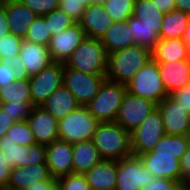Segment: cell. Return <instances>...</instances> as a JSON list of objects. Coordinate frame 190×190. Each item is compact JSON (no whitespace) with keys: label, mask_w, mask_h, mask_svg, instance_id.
Returning a JSON list of instances; mask_svg holds the SVG:
<instances>
[{"label":"cell","mask_w":190,"mask_h":190,"mask_svg":"<svg viewBox=\"0 0 190 190\" xmlns=\"http://www.w3.org/2000/svg\"><path fill=\"white\" fill-rule=\"evenodd\" d=\"M27 122L32 129L36 143L48 145L58 137V120L41 106H33Z\"/></svg>","instance_id":"cell-17"},{"label":"cell","mask_w":190,"mask_h":190,"mask_svg":"<svg viewBox=\"0 0 190 190\" xmlns=\"http://www.w3.org/2000/svg\"><path fill=\"white\" fill-rule=\"evenodd\" d=\"M176 102L181 104L183 108L188 112L190 115V83L187 84L182 89L175 91L173 94L170 95Z\"/></svg>","instance_id":"cell-43"},{"label":"cell","mask_w":190,"mask_h":190,"mask_svg":"<svg viewBox=\"0 0 190 190\" xmlns=\"http://www.w3.org/2000/svg\"><path fill=\"white\" fill-rule=\"evenodd\" d=\"M78 23L85 31L86 37L101 39L113 25L114 20L106 13L103 4L93 3L85 8Z\"/></svg>","instance_id":"cell-18"},{"label":"cell","mask_w":190,"mask_h":190,"mask_svg":"<svg viewBox=\"0 0 190 190\" xmlns=\"http://www.w3.org/2000/svg\"><path fill=\"white\" fill-rule=\"evenodd\" d=\"M48 22L49 32L51 36L63 32L65 29L71 27L76 22L69 15H67L63 10L55 9L43 16Z\"/></svg>","instance_id":"cell-35"},{"label":"cell","mask_w":190,"mask_h":190,"mask_svg":"<svg viewBox=\"0 0 190 190\" xmlns=\"http://www.w3.org/2000/svg\"><path fill=\"white\" fill-rule=\"evenodd\" d=\"M5 12L10 33L21 39L38 16L20 0H5Z\"/></svg>","instance_id":"cell-20"},{"label":"cell","mask_w":190,"mask_h":190,"mask_svg":"<svg viewBox=\"0 0 190 190\" xmlns=\"http://www.w3.org/2000/svg\"><path fill=\"white\" fill-rule=\"evenodd\" d=\"M23 39L9 33L0 38V58H8L10 61L20 53Z\"/></svg>","instance_id":"cell-38"},{"label":"cell","mask_w":190,"mask_h":190,"mask_svg":"<svg viewBox=\"0 0 190 190\" xmlns=\"http://www.w3.org/2000/svg\"><path fill=\"white\" fill-rule=\"evenodd\" d=\"M0 142H13L21 146H27L36 143L32 129L26 121H15V123L7 130L5 136Z\"/></svg>","instance_id":"cell-32"},{"label":"cell","mask_w":190,"mask_h":190,"mask_svg":"<svg viewBox=\"0 0 190 190\" xmlns=\"http://www.w3.org/2000/svg\"><path fill=\"white\" fill-rule=\"evenodd\" d=\"M64 64L86 74L106 75L108 53L100 39L86 37Z\"/></svg>","instance_id":"cell-4"},{"label":"cell","mask_w":190,"mask_h":190,"mask_svg":"<svg viewBox=\"0 0 190 190\" xmlns=\"http://www.w3.org/2000/svg\"><path fill=\"white\" fill-rule=\"evenodd\" d=\"M152 58L157 63L189 60L190 52L182 39H160L152 50Z\"/></svg>","instance_id":"cell-26"},{"label":"cell","mask_w":190,"mask_h":190,"mask_svg":"<svg viewBox=\"0 0 190 190\" xmlns=\"http://www.w3.org/2000/svg\"><path fill=\"white\" fill-rule=\"evenodd\" d=\"M134 2L135 0H106L103 5L114 22H122L132 16Z\"/></svg>","instance_id":"cell-33"},{"label":"cell","mask_w":190,"mask_h":190,"mask_svg":"<svg viewBox=\"0 0 190 190\" xmlns=\"http://www.w3.org/2000/svg\"><path fill=\"white\" fill-rule=\"evenodd\" d=\"M85 38V31L79 23L53 35L48 45L52 61L65 63Z\"/></svg>","instance_id":"cell-14"},{"label":"cell","mask_w":190,"mask_h":190,"mask_svg":"<svg viewBox=\"0 0 190 190\" xmlns=\"http://www.w3.org/2000/svg\"><path fill=\"white\" fill-rule=\"evenodd\" d=\"M156 108L157 104L153 101L126 91L115 122L131 133Z\"/></svg>","instance_id":"cell-12"},{"label":"cell","mask_w":190,"mask_h":190,"mask_svg":"<svg viewBox=\"0 0 190 190\" xmlns=\"http://www.w3.org/2000/svg\"><path fill=\"white\" fill-rule=\"evenodd\" d=\"M175 9L190 15V0H175Z\"/></svg>","instance_id":"cell-51"},{"label":"cell","mask_w":190,"mask_h":190,"mask_svg":"<svg viewBox=\"0 0 190 190\" xmlns=\"http://www.w3.org/2000/svg\"><path fill=\"white\" fill-rule=\"evenodd\" d=\"M126 91V85L105 79L86 107L99 122H115Z\"/></svg>","instance_id":"cell-5"},{"label":"cell","mask_w":190,"mask_h":190,"mask_svg":"<svg viewBox=\"0 0 190 190\" xmlns=\"http://www.w3.org/2000/svg\"><path fill=\"white\" fill-rule=\"evenodd\" d=\"M162 119L165 134L188 135L190 132V115L181 104L167 96L157 105Z\"/></svg>","instance_id":"cell-15"},{"label":"cell","mask_w":190,"mask_h":190,"mask_svg":"<svg viewBox=\"0 0 190 190\" xmlns=\"http://www.w3.org/2000/svg\"><path fill=\"white\" fill-rule=\"evenodd\" d=\"M100 40L108 55L135 45L128 20L114 22Z\"/></svg>","instance_id":"cell-25"},{"label":"cell","mask_w":190,"mask_h":190,"mask_svg":"<svg viewBox=\"0 0 190 190\" xmlns=\"http://www.w3.org/2000/svg\"><path fill=\"white\" fill-rule=\"evenodd\" d=\"M79 106L75 96L64 85L53 92L44 104L41 105V107L48 111L58 121Z\"/></svg>","instance_id":"cell-24"},{"label":"cell","mask_w":190,"mask_h":190,"mask_svg":"<svg viewBox=\"0 0 190 190\" xmlns=\"http://www.w3.org/2000/svg\"><path fill=\"white\" fill-rule=\"evenodd\" d=\"M10 33L8 26L6 12H5V0L0 1V38Z\"/></svg>","instance_id":"cell-48"},{"label":"cell","mask_w":190,"mask_h":190,"mask_svg":"<svg viewBox=\"0 0 190 190\" xmlns=\"http://www.w3.org/2000/svg\"><path fill=\"white\" fill-rule=\"evenodd\" d=\"M73 173L85 174L98 164L102 158L93 141L86 140L73 143Z\"/></svg>","instance_id":"cell-27"},{"label":"cell","mask_w":190,"mask_h":190,"mask_svg":"<svg viewBox=\"0 0 190 190\" xmlns=\"http://www.w3.org/2000/svg\"><path fill=\"white\" fill-rule=\"evenodd\" d=\"M11 61L8 58H1L0 61V89L8 86L13 81H16L14 77V70L10 66Z\"/></svg>","instance_id":"cell-42"},{"label":"cell","mask_w":190,"mask_h":190,"mask_svg":"<svg viewBox=\"0 0 190 190\" xmlns=\"http://www.w3.org/2000/svg\"><path fill=\"white\" fill-rule=\"evenodd\" d=\"M12 167L8 165L4 154L0 151V189L7 188Z\"/></svg>","instance_id":"cell-44"},{"label":"cell","mask_w":190,"mask_h":190,"mask_svg":"<svg viewBox=\"0 0 190 190\" xmlns=\"http://www.w3.org/2000/svg\"><path fill=\"white\" fill-rule=\"evenodd\" d=\"M141 190H188V184L186 182L158 177Z\"/></svg>","instance_id":"cell-40"},{"label":"cell","mask_w":190,"mask_h":190,"mask_svg":"<svg viewBox=\"0 0 190 190\" xmlns=\"http://www.w3.org/2000/svg\"><path fill=\"white\" fill-rule=\"evenodd\" d=\"M126 88L130 94L149 99L157 105L168 96L161 79L159 65L153 58L135 74Z\"/></svg>","instance_id":"cell-6"},{"label":"cell","mask_w":190,"mask_h":190,"mask_svg":"<svg viewBox=\"0 0 190 190\" xmlns=\"http://www.w3.org/2000/svg\"><path fill=\"white\" fill-rule=\"evenodd\" d=\"M25 190H57L56 180H48L45 182L34 183Z\"/></svg>","instance_id":"cell-49"},{"label":"cell","mask_w":190,"mask_h":190,"mask_svg":"<svg viewBox=\"0 0 190 190\" xmlns=\"http://www.w3.org/2000/svg\"><path fill=\"white\" fill-rule=\"evenodd\" d=\"M38 16H44L58 9L59 0H20Z\"/></svg>","instance_id":"cell-39"},{"label":"cell","mask_w":190,"mask_h":190,"mask_svg":"<svg viewBox=\"0 0 190 190\" xmlns=\"http://www.w3.org/2000/svg\"><path fill=\"white\" fill-rule=\"evenodd\" d=\"M155 5L165 14L175 9V0H153Z\"/></svg>","instance_id":"cell-50"},{"label":"cell","mask_w":190,"mask_h":190,"mask_svg":"<svg viewBox=\"0 0 190 190\" xmlns=\"http://www.w3.org/2000/svg\"><path fill=\"white\" fill-rule=\"evenodd\" d=\"M181 182L190 183V148L181 159Z\"/></svg>","instance_id":"cell-46"},{"label":"cell","mask_w":190,"mask_h":190,"mask_svg":"<svg viewBox=\"0 0 190 190\" xmlns=\"http://www.w3.org/2000/svg\"><path fill=\"white\" fill-rule=\"evenodd\" d=\"M155 177L146 169L138 156H130L117 161L115 190H141Z\"/></svg>","instance_id":"cell-10"},{"label":"cell","mask_w":190,"mask_h":190,"mask_svg":"<svg viewBox=\"0 0 190 190\" xmlns=\"http://www.w3.org/2000/svg\"><path fill=\"white\" fill-rule=\"evenodd\" d=\"M152 59V51L133 45L108 55L106 79L126 85Z\"/></svg>","instance_id":"cell-2"},{"label":"cell","mask_w":190,"mask_h":190,"mask_svg":"<svg viewBox=\"0 0 190 190\" xmlns=\"http://www.w3.org/2000/svg\"><path fill=\"white\" fill-rule=\"evenodd\" d=\"M189 18L188 13L176 9L165 13L159 34L160 39H181Z\"/></svg>","instance_id":"cell-28"},{"label":"cell","mask_w":190,"mask_h":190,"mask_svg":"<svg viewBox=\"0 0 190 190\" xmlns=\"http://www.w3.org/2000/svg\"><path fill=\"white\" fill-rule=\"evenodd\" d=\"M99 123L86 106H79L58 121V137L72 144L90 140Z\"/></svg>","instance_id":"cell-7"},{"label":"cell","mask_w":190,"mask_h":190,"mask_svg":"<svg viewBox=\"0 0 190 190\" xmlns=\"http://www.w3.org/2000/svg\"><path fill=\"white\" fill-rule=\"evenodd\" d=\"M132 16L138 17L147 27H161L164 13L153 0H135Z\"/></svg>","instance_id":"cell-30"},{"label":"cell","mask_w":190,"mask_h":190,"mask_svg":"<svg viewBox=\"0 0 190 190\" xmlns=\"http://www.w3.org/2000/svg\"><path fill=\"white\" fill-rule=\"evenodd\" d=\"M57 190H89L85 174L71 173L56 179Z\"/></svg>","instance_id":"cell-36"},{"label":"cell","mask_w":190,"mask_h":190,"mask_svg":"<svg viewBox=\"0 0 190 190\" xmlns=\"http://www.w3.org/2000/svg\"><path fill=\"white\" fill-rule=\"evenodd\" d=\"M188 148L187 135L165 134L152 151L141 154L139 158L155 178L181 181V159Z\"/></svg>","instance_id":"cell-1"},{"label":"cell","mask_w":190,"mask_h":190,"mask_svg":"<svg viewBox=\"0 0 190 190\" xmlns=\"http://www.w3.org/2000/svg\"><path fill=\"white\" fill-rule=\"evenodd\" d=\"M64 63L53 62L40 73L29 78L31 98L34 106H41L63 85Z\"/></svg>","instance_id":"cell-11"},{"label":"cell","mask_w":190,"mask_h":190,"mask_svg":"<svg viewBox=\"0 0 190 190\" xmlns=\"http://www.w3.org/2000/svg\"><path fill=\"white\" fill-rule=\"evenodd\" d=\"M48 180L56 179L51 176L47 164L14 167L12 168L6 189L25 190L34 183L36 184Z\"/></svg>","instance_id":"cell-19"},{"label":"cell","mask_w":190,"mask_h":190,"mask_svg":"<svg viewBox=\"0 0 190 190\" xmlns=\"http://www.w3.org/2000/svg\"><path fill=\"white\" fill-rule=\"evenodd\" d=\"M164 135L162 115L156 108L130 133L132 154L139 157L152 151Z\"/></svg>","instance_id":"cell-8"},{"label":"cell","mask_w":190,"mask_h":190,"mask_svg":"<svg viewBox=\"0 0 190 190\" xmlns=\"http://www.w3.org/2000/svg\"><path fill=\"white\" fill-rule=\"evenodd\" d=\"M158 65L161 79L168 96L190 83L189 60L158 63Z\"/></svg>","instance_id":"cell-21"},{"label":"cell","mask_w":190,"mask_h":190,"mask_svg":"<svg viewBox=\"0 0 190 190\" xmlns=\"http://www.w3.org/2000/svg\"><path fill=\"white\" fill-rule=\"evenodd\" d=\"M92 189L115 190L117 178V161L102 159L85 173Z\"/></svg>","instance_id":"cell-23"},{"label":"cell","mask_w":190,"mask_h":190,"mask_svg":"<svg viewBox=\"0 0 190 190\" xmlns=\"http://www.w3.org/2000/svg\"><path fill=\"white\" fill-rule=\"evenodd\" d=\"M51 37L52 36L49 32L48 22H46L43 16H37L28 28L24 39L32 43L48 46Z\"/></svg>","instance_id":"cell-34"},{"label":"cell","mask_w":190,"mask_h":190,"mask_svg":"<svg viewBox=\"0 0 190 190\" xmlns=\"http://www.w3.org/2000/svg\"><path fill=\"white\" fill-rule=\"evenodd\" d=\"M33 106V103L26 102H0V108L15 121H26Z\"/></svg>","instance_id":"cell-37"},{"label":"cell","mask_w":190,"mask_h":190,"mask_svg":"<svg viewBox=\"0 0 190 190\" xmlns=\"http://www.w3.org/2000/svg\"><path fill=\"white\" fill-rule=\"evenodd\" d=\"M10 66L12 67V70H14L15 73L14 77L16 80H23L30 78L27 74V71L19 54L15 55V58L12 59Z\"/></svg>","instance_id":"cell-45"},{"label":"cell","mask_w":190,"mask_h":190,"mask_svg":"<svg viewBox=\"0 0 190 190\" xmlns=\"http://www.w3.org/2000/svg\"><path fill=\"white\" fill-rule=\"evenodd\" d=\"M14 123L15 120L0 108V139Z\"/></svg>","instance_id":"cell-47"},{"label":"cell","mask_w":190,"mask_h":190,"mask_svg":"<svg viewBox=\"0 0 190 190\" xmlns=\"http://www.w3.org/2000/svg\"><path fill=\"white\" fill-rule=\"evenodd\" d=\"M0 151L12 168L46 164V145L43 144L21 146L13 142H0Z\"/></svg>","instance_id":"cell-13"},{"label":"cell","mask_w":190,"mask_h":190,"mask_svg":"<svg viewBox=\"0 0 190 190\" xmlns=\"http://www.w3.org/2000/svg\"><path fill=\"white\" fill-rule=\"evenodd\" d=\"M19 55L29 77L37 75L53 63L48 46L32 43L25 39L21 43Z\"/></svg>","instance_id":"cell-22"},{"label":"cell","mask_w":190,"mask_h":190,"mask_svg":"<svg viewBox=\"0 0 190 190\" xmlns=\"http://www.w3.org/2000/svg\"><path fill=\"white\" fill-rule=\"evenodd\" d=\"M0 102L32 103L29 79L16 80L1 88Z\"/></svg>","instance_id":"cell-31"},{"label":"cell","mask_w":190,"mask_h":190,"mask_svg":"<svg viewBox=\"0 0 190 190\" xmlns=\"http://www.w3.org/2000/svg\"><path fill=\"white\" fill-rule=\"evenodd\" d=\"M181 39L186 44V47L188 48V51L190 52V18L188 20L187 27L184 30V33Z\"/></svg>","instance_id":"cell-52"},{"label":"cell","mask_w":190,"mask_h":190,"mask_svg":"<svg viewBox=\"0 0 190 190\" xmlns=\"http://www.w3.org/2000/svg\"><path fill=\"white\" fill-rule=\"evenodd\" d=\"M128 25L135 44L144 46L151 51L156 47L157 42L160 40L161 27H147L135 16L128 19Z\"/></svg>","instance_id":"cell-29"},{"label":"cell","mask_w":190,"mask_h":190,"mask_svg":"<svg viewBox=\"0 0 190 190\" xmlns=\"http://www.w3.org/2000/svg\"><path fill=\"white\" fill-rule=\"evenodd\" d=\"M73 144L57 139L46 145V164L51 176L58 177L73 173Z\"/></svg>","instance_id":"cell-16"},{"label":"cell","mask_w":190,"mask_h":190,"mask_svg":"<svg viewBox=\"0 0 190 190\" xmlns=\"http://www.w3.org/2000/svg\"><path fill=\"white\" fill-rule=\"evenodd\" d=\"M75 1L81 3L85 7H88L93 3L103 4L106 0H75Z\"/></svg>","instance_id":"cell-53"},{"label":"cell","mask_w":190,"mask_h":190,"mask_svg":"<svg viewBox=\"0 0 190 190\" xmlns=\"http://www.w3.org/2000/svg\"><path fill=\"white\" fill-rule=\"evenodd\" d=\"M60 10H63L67 15H69L76 23H78L83 15L85 6L75 0H59Z\"/></svg>","instance_id":"cell-41"},{"label":"cell","mask_w":190,"mask_h":190,"mask_svg":"<svg viewBox=\"0 0 190 190\" xmlns=\"http://www.w3.org/2000/svg\"><path fill=\"white\" fill-rule=\"evenodd\" d=\"M187 136H188V144H189V148H190V132Z\"/></svg>","instance_id":"cell-54"},{"label":"cell","mask_w":190,"mask_h":190,"mask_svg":"<svg viewBox=\"0 0 190 190\" xmlns=\"http://www.w3.org/2000/svg\"><path fill=\"white\" fill-rule=\"evenodd\" d=\"M91 140L102 159L120 161L133 155L130 132L117 122H100Z\"/></svg>","instance_id":"cell-3"},{"label":"cell","mask_w":190,"mask_h":190,"mask_svg":"<svg viewBox=\"0 0 190 190\" xmlns=\"http://www.w3.org/2000/svg\"><path fill=\"white\" fill-rule=\"evenodd\" d=\"M106 75H90L64 64L63 85L75 96L80 106H86L98 94Z\"/></svg>","instance_id":"cell-9"}]
</instances>
